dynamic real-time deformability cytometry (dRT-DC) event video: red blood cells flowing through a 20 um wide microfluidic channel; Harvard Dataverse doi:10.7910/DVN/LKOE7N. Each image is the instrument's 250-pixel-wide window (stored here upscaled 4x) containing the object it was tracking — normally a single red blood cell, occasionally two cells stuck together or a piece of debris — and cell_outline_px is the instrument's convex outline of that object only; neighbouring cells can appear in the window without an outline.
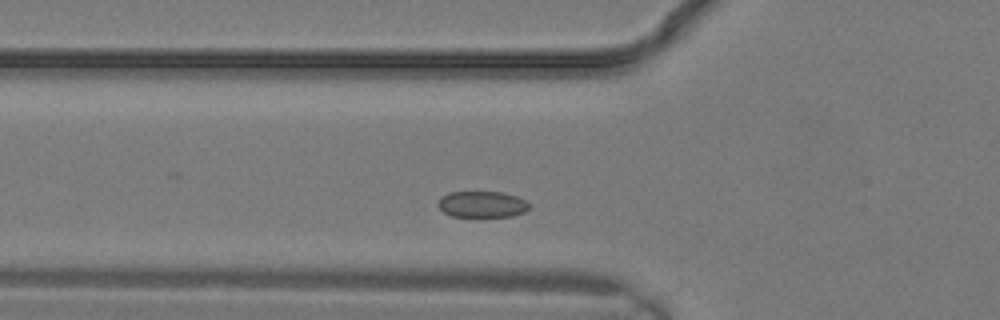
{"species": "common noctule bat (a hibernating species)", "species_latin": "Nyctalus noctula", "temperature_condition": "warm", "stored_images_in_passage": 22, "camera_frame_rate_fps": 3000, "um_per_image_px": 0.085, "animal": {"sex": "male", "body_mass_g": 19.2, "forearm_length_mm": 51.8}, "frame": {"image": 1, "passage_image": 3, "time_ms": 0.667, "image_size_px": [1000, 320], "cell_outline_px": [[528, 208], [524, 212], [512, 216], [452, 216], [444, 212], [436, 204], [440, 196], [448, 192], [504, 192], [516, 196], [524, 200], [528, 204]], "centroid_in_image_um": [40.93, 17.35], "position_along_channel_um": 84.9, "area_um2": 13.87}}
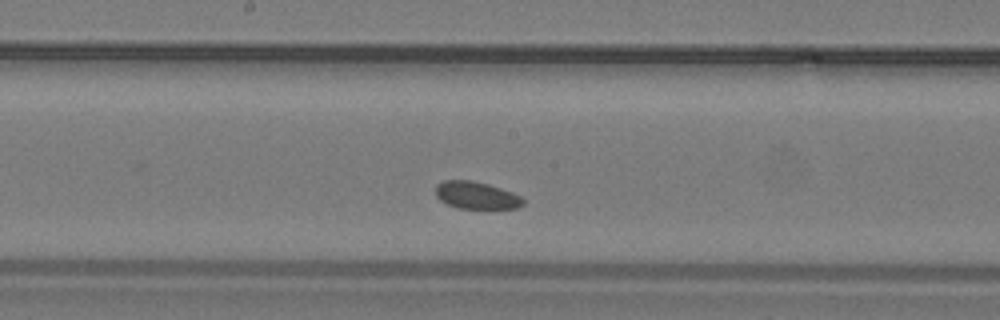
{"frame": {"image": 2, "passage_image": 8, "time_ms": 2.333, "image_size_px": [1000, 320], "cell_outline_px": [[524, 204], [520, 208], [456, 208], [440, 200], [436, 196], [436, 184], [444, 180], [472, 180], [488, 184], [512, 192], [520, 196], [524, 200]], "centroid_in_image_um": [40.48, 16.6], "position_along_channel_um": 207.7, "area_um2": 13.93}}
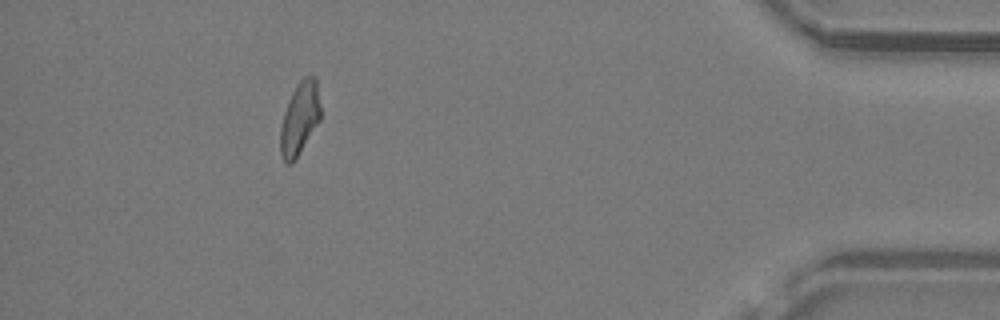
{"frame": {"image": 3, "passage_image": 22, "time_ms": 7.0, "image_size_px": [1000, 320], "cell_outline_px": [[320, 120], [292, 164], [288, 164], [280, 156], [280, 128], [284, 112], [292, 92], [296, 84], [304, 76], [312, 76], [316, 80], [320, 104]], "centroid_in_image_um": [25.46, 10.07], "position_along_channel_um": 409.7, "area_um2": 16.88}}